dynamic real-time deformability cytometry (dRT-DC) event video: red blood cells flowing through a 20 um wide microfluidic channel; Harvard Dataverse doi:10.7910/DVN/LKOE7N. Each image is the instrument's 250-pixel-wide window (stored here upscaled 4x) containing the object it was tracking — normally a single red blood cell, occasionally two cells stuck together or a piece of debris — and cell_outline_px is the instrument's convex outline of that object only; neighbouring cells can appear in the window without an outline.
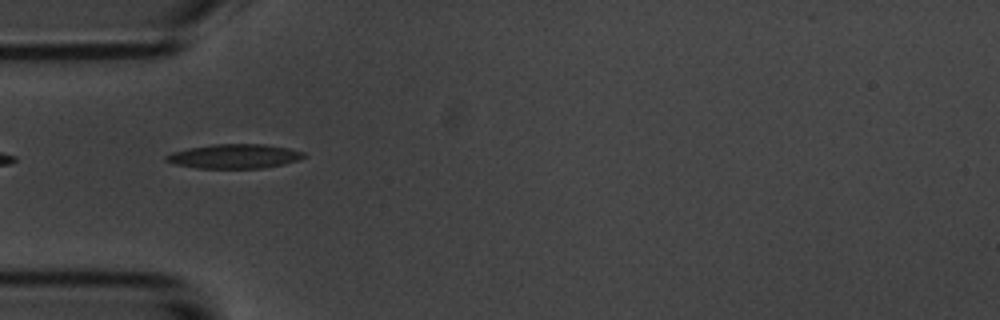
{"species": "common noctule bat (a hibernating species)", "species_latin": "Nyctalus noctula", "temperature_condition": "room temperature", "stored_images_in_passage": 7, "camera_frame_rate_fps": 3000, "um_per_image_px": 0.085, "animal": {"sex": "male", "body_mass_g": 20.1, "forearm_length_mm": 53.5}, "frame": {"image": 1, "passage_image": 5, "time_ms": 4.667, "image_size_px": [1000, 320], "cell_outline_px": [[308, 156], [300, 160], [284, 164], [264, 168], [196, 168], [176, 164], [164, 160], [164, 156], [172, 152], [188, 148], [212, 144], [264, 144], [288, 148], [304, 152]], "centroid_in_image_um": [19.95, 13.28], "position_along_channel_um": 65.1, "area_um2": 19.65}}
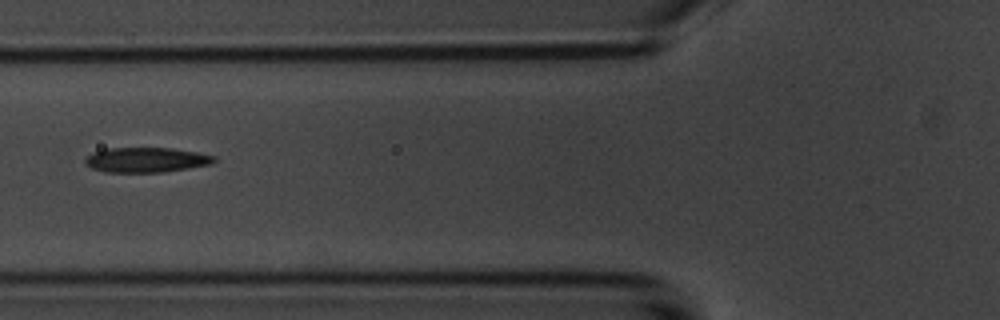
{"frame": {"image": 2, "passage_image": 6, "time_ms": 6.0, "image_size_px": [1000, 320], "cell_outline_px": [[216, 160], [212, 164], [164, 172], [108, 172], [92, 168], [84, 164], [84, 160], [88, 156], [96, 152], [112, 148], [172, 148], [196, 152], [216, 156]], "centroid_in_image_um": [12.47, 13.59], "position_along_channel_um": 113.3, "area_um2": 18.55}}
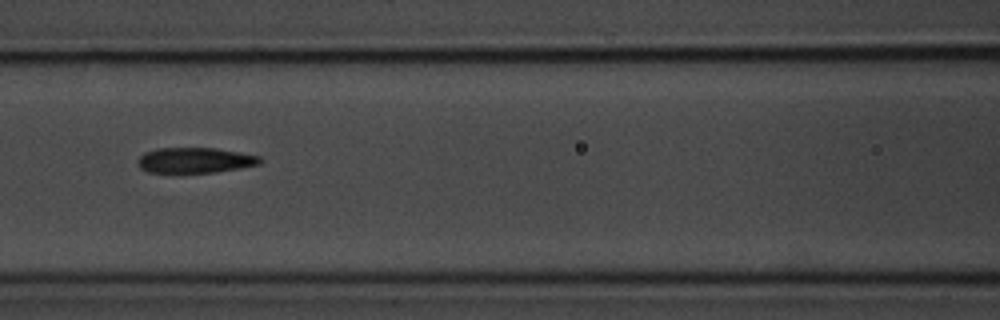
{"frame": {"image": 3, "passage_image": 7, "time_ms": 7.0, "image_size_px": [1000, 320], "cell_outline_px": [[264, 160], [260, 164], [240, 168], [216, 172], [148, 172], [140, 168], [140, 156], [144, 152], [156, 148], [216, 148], [260, 156]], "centroid_in_image_um": [16.62, 13.61], "position_along_channel_um": 150.0, "area_um2": 17.98}}